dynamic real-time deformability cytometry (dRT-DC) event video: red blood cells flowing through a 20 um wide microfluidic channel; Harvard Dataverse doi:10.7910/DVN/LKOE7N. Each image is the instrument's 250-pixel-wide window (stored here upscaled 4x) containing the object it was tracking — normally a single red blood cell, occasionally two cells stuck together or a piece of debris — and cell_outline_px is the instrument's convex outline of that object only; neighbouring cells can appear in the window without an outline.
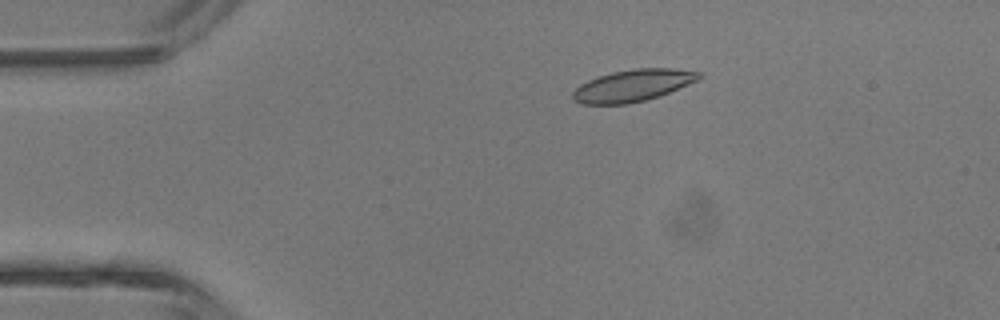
{"species": "common noctule bat (a hibernating species)", "species_latin": "Nyctalus noctula", "temperature_condition": "room temperature", "stored_images_in_passage": 4, "camera_frame_rate_fps": 3000, "um_per_image_px": 0.085, "animal": {"sex": "male", "body_mass_g": 13.3}, "frame": {"image": 1, "passage_image": 2, "time_ms": 1.333, "image_size_px": [1000, 320], "cell_outline_px": [[700, 76], [696, 80], [688, 84], [660, 96], [628, 104], [580, 104], [572, 100], [572, 92], [580, 84], [596, 76], [612, 72], [636, 68], [672, 68], [700, 72]], "centroid_in_image_um": [53.72, 7.27], "position_along_channel_um": 31.3, "area_um2": 23.41}}
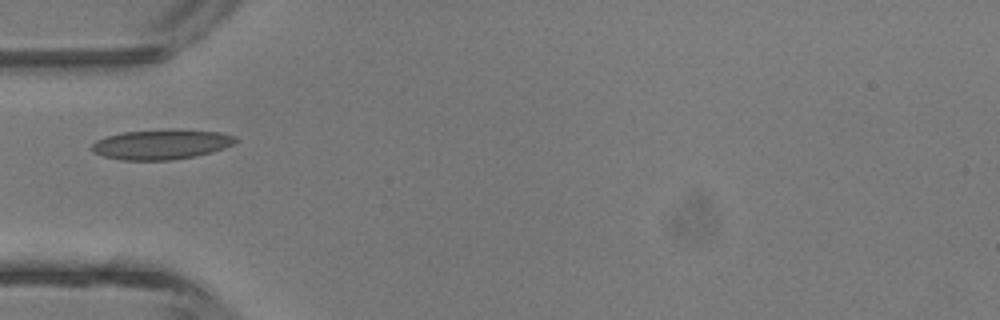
{"frame": {"image": 2, "passage_image": 4, "time_ms": 3.333, "image_size_px": [1000, 320], "cell_outline_px": [[240, 140], [224, 148], [212, 152], [196, 156], [172, 160], [120, 160], [104, 156], [92, 152], [92, 144], [96, 140], [104, 136], [124, 132], [176, 128], [220, 132], [236, 136]], "centroid_in_image_um": [13.74, 12.26], "position_along_channel_um": 71.3, "area_um2": 25.49}}